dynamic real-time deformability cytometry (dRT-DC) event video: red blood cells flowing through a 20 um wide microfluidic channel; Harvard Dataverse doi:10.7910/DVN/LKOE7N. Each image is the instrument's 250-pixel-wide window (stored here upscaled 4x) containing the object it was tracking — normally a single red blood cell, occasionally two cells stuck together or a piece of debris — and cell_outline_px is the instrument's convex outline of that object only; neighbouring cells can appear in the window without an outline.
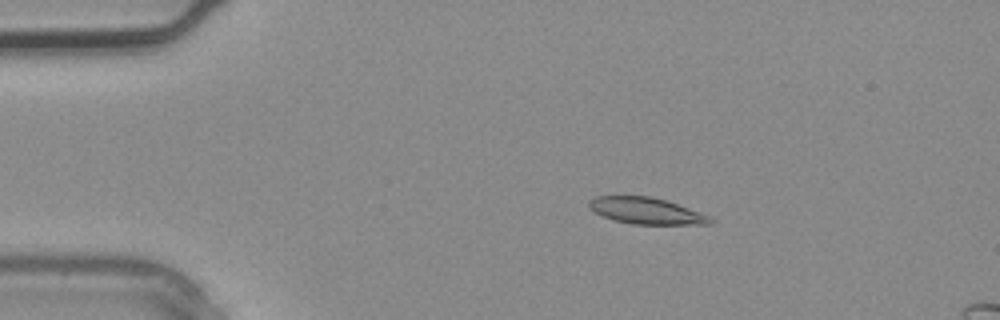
{"species": "common noctule bat (a hibernating species)", "species_latin": "Nyctalus noctula", "temperature_condition": "warm", "stored_images_in_passage": 3, "segment_of_instrument_passage": [1, 2], "camera_frame_rate_fps": 3000, "um_per_image_px": 0.085, "animal": {"sex": "male", "body_mass_g": 20.4}, "frame": {"image": 1, "passage_image": 2, "time_ms": 0.333, "image_size_px": [1000, 320], "cell_outline_px": [[716, 220], [712, 224], [632, 224], [616, 220], [604, 216], [588, 208], [588, 200], [596, 196], [648, 196], [664, 200], [712, 216]], "centroid_in_image_um": [54.96, 17.92], "position_along_channel_um": 30.0, "area_um2": 18.55}}